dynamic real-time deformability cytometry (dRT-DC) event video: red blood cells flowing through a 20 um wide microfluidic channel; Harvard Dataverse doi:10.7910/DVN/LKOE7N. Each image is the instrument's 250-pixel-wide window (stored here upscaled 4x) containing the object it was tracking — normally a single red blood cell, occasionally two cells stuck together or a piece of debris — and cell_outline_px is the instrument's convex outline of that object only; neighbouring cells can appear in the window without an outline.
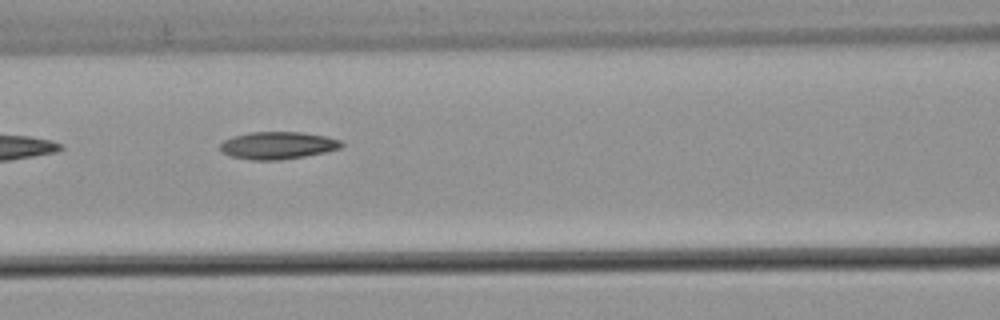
{"species": "common noctule bat (a hibernating species)", "species_latin": "Nyctalus noctula", "temperature_condition": "warm", "stored_images_in_passage": 7, "camera_frame_rate_fps": 3000, "um_per_image_px": 0.085, "animal": {"sex": "male", "body_mass_g": 21.5, "forearm_length_mm": 52.0}, "frame": {"image": 1, "passage_image": 7, "time_ms": 2.0, "image_size_px": [1000, 320], "cell_outline_px": [[344, 144], [340, 148], [324, 152], [304, 156], [280, 160], [252, 160], [232, 156], [220, 152], [220, 144], [224, 140], [232, 136], [248, 132], [300, 132], [328, 136], [340, 140]], "centroid_in_image_um": [23.59, 12.35], "position_along_channel_um": 143.0, "area_um2": 19.42}}